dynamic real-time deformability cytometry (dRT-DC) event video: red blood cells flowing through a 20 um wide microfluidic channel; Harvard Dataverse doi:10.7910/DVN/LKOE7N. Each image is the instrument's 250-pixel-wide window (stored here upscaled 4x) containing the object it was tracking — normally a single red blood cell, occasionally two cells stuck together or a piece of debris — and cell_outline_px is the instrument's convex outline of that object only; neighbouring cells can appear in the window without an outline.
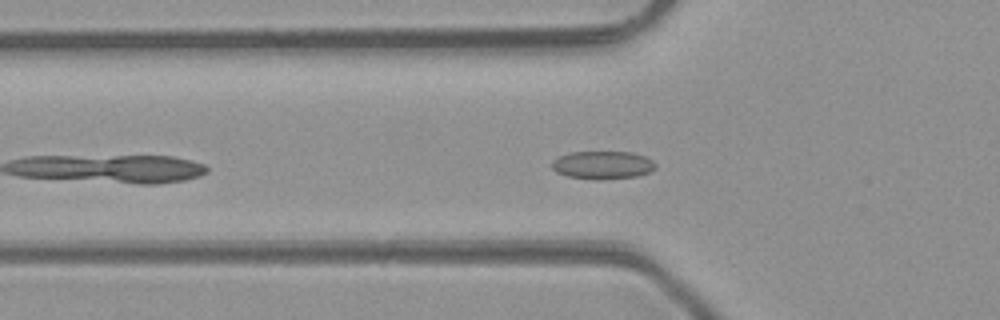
{"species": "common noctule bat (a hibernating species)", "species_latin": "Nyctalus noctula", "temperature_condition": "room temperature", "stored_images_in_passage": 29, "camera_frame_rate_fps": 3000, "um_per_image_px": 0.085, "animal": {"sex": "male", "body_mass_g": 23.1, "forearm_length_mm": 52.7}, "frame": {"image": 1, "passage_image": 6, "time_ms": 1.667, "image_size_px": [1000, 320], "cell_outline_px": [[656, 168], [648, 172], [636, 176], [600, 180], [592, 180], [568, 176], [556, 172], [552, 168], [552, 160], [560, 156], [572, 152], [632, 152], [644, 156], [652, 160], [656, 164]], "centroid_in_image_um": [51.22, 14.03], "position_along_channel_um": 74.6, "area_um2": 16.94}}
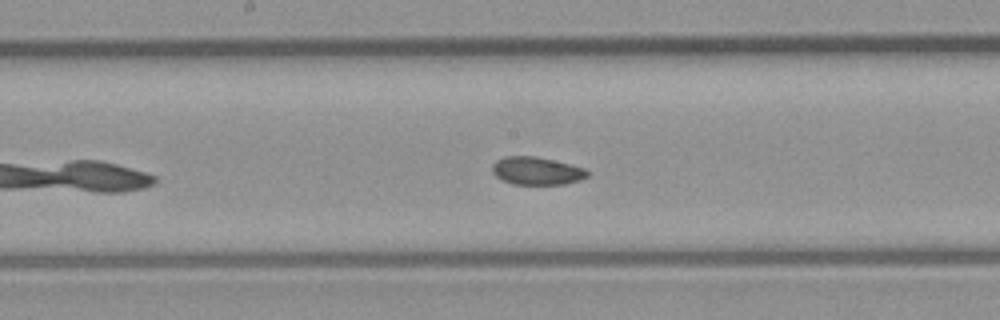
{"frame": {"image": 2, "passage_image": 15, "time_ms": 4.667, "image_size_px": [1000, 320], "cell_outline_px": [[588, 176], [580, 180], [564, 184], [512, 184], [496, 176], [492, 172], [492, 164], [496, 160], [504, 156], [536, 156], [584, 168], [588, 172]], "centroid_in_image_um": [45.59, 14.52], "position_along_channel_um": 202.6, "area_um2": 15.32}}
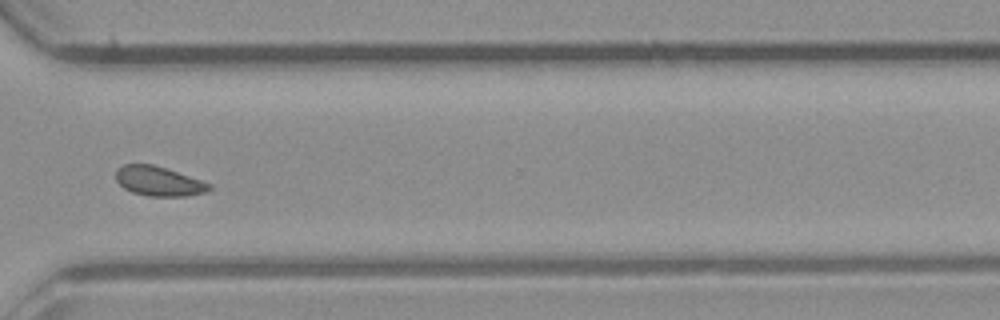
{"frame": {"image": 3, "passage_image": 26, "time_ms": 8.333, "image_size_px": [1000, 320], "cell_outline_px": [[212, 188], [208, 192], [184, 196], [148, 196], [132, 192], [124, 188], [116, 180], [116, 168], [124, 164], [152, 164], [212, 184]], "centroid_in_image_um": [13.48, 15.41], "position_along_channel_um": 357.1, "area_um2": 15.95}, "authors_computed_cell_mechanics": {"area_um2": 16.184, "velocity_mm_per_s": 4.2295, "shape_relaxation_time_tau1_ms": 7.3419, "shape_relaxation_time_tau2_ms": 4.6513, "deformation_change_tau1": 0.0628, "deformation_change_tau2": 0.082}}